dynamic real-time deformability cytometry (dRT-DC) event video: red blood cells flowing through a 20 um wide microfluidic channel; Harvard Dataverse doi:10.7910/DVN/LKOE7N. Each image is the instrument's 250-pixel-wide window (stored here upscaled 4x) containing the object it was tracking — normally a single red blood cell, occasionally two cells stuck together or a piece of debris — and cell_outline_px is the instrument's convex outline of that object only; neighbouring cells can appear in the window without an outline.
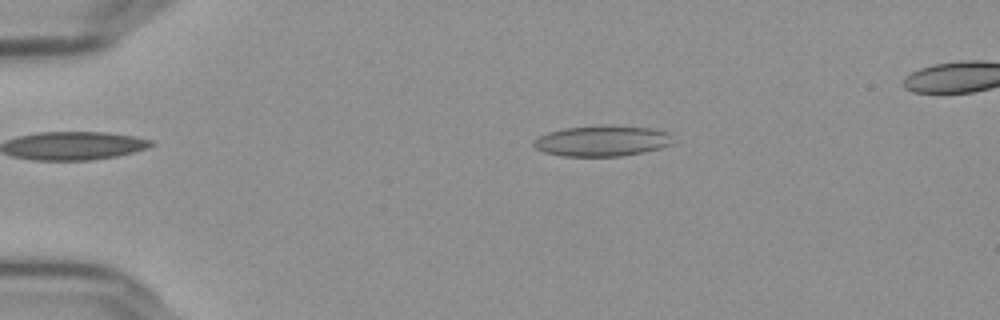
{"species": "Egyptian fruit bat (a non-hibernating species)", "species_latin": "Rousettus aegyptiacus", "temperature_condition": "cold", "stored_images_in_passage": 27, "camera_frame_rate_fps": 3000, "um_per_image_px": 0.085, "frame": {"image": 1, "passage_image": 11, "time_ms": 3.333, "image_size_px": [1000, 320], "cell_outline_px": [[672, 144], [660, 148], [644, 152], [620, 156], [564, 156], [544, 152], [536, 148], [532, 144], [532, 140], [548, 132], [564, 128], [600, 124], [612, 124], [652, 128], [668, 132]], "centroid_in_image_um": [51.16, 11.95], "position_along_channel_um": 33.8, "area_um2": 25.26}}
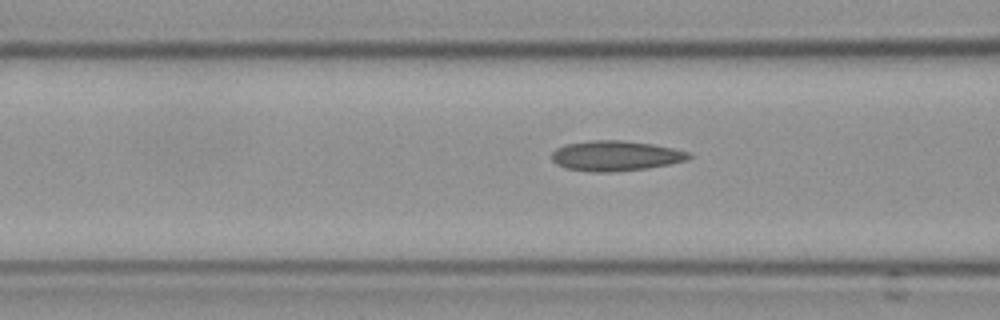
{"frame": {"image": 2, "passage_image": 22, "time_ms": 7.0, "image_size_px": [1000, 320], "cell_outline_px": [[692, 156], [688, 160], [648, 168], [612, 172], [592, 172], [568, 168], [556, 164], [552, 160], [552, 152], [556, 148], [564, 144], [588, 140], [624, 140], [652, 144], [672, 148], [688, 152]], "centroid_in_image_um": [52.3, 13.24], "position_along_channel_um": 114.3, "area_um2": 24.16}}
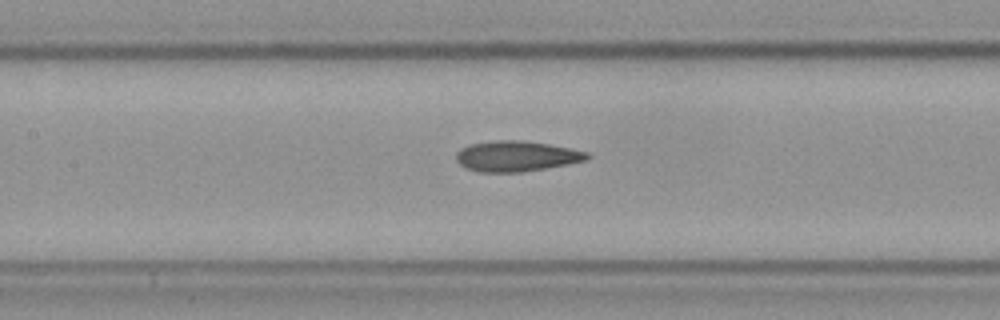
{"frame": {"image": 3, "passage_image": 26, "time_ms": 8.333, "image_size_px": [1000, 320], "cell_outline_px": [[592, 156], [588, 160], [568, 164], [520, 172], [480, 172], [468, 168], [460, 164], [456, 160], [456, 152], [460, 148], [468, 144], [496, 140], [520, 140], [548, 144], [572, 148], [588, 152]], "centroid_in_image_um": [43.91, 13.26], "position_along_channel_um": 163.5, "area_um2": 23.35}}